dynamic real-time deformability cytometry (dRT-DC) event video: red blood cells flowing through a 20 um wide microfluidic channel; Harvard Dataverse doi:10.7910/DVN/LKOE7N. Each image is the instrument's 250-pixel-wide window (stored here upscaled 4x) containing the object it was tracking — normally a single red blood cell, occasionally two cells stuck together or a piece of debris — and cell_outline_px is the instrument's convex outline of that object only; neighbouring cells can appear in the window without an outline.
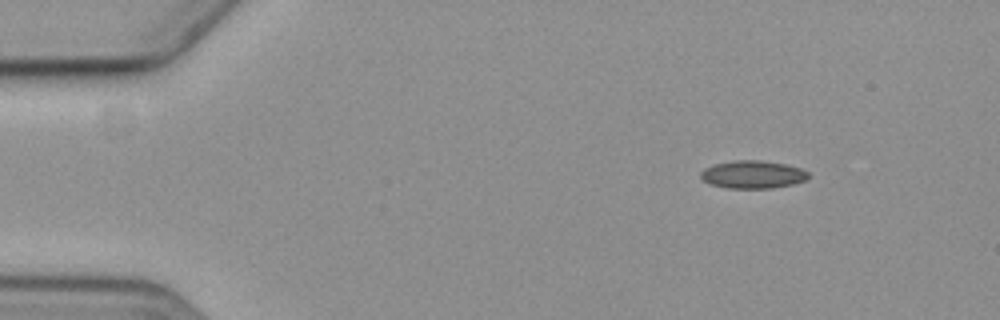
{"species": "common noctule bat (a hibernating species)", "species_latin": "Nyctalus noctula", "temperature_condition": "cold", "stored_images_in_passage": 4, "camera_frame_rate_fps": 3000, "um_per_image_px": 0.085, "animal": {"sex": "female", "body_mass_g": 19.3, "forearm_length_mm": 54.1}, "frame": {"image": 1, "passage_image": 1, "time_ms": 0.0, "image_size_px": [1000, 320], "cell_outline_px": [[808, 176], [804, 180], [792, 184], [768, 188], [728, 188], [712, 184], [704, 180], [700, 176], [700, 172], [704, 168], [712, 164], [732, 160], [760, 160], [788, 164], [800, 168], [808, 172]], "centroid_in_image_um": [63.95, 14.81], "position_along_channel_um": 21.0, "area_um2": 17.4}}
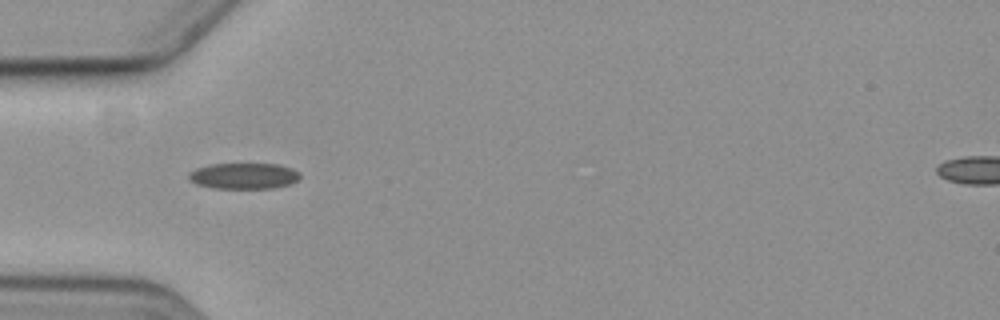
{"frame": {"image": 2, "passage_image": 4, "time_ms": 3.667, "image_size_px": [1000, 320], "cell_outline_px": [[300, 176], [292, 184], [272, 188], [216, 188], [196, 184], [188, 180], [188, 172], [196, 168], [208, 164], [280, 164], [292, 168], [300, 172]], "centroid_in_image_um": [20.71, 14.95], "position_along_channel_um": 64.3, "area_um2": 16.99}}